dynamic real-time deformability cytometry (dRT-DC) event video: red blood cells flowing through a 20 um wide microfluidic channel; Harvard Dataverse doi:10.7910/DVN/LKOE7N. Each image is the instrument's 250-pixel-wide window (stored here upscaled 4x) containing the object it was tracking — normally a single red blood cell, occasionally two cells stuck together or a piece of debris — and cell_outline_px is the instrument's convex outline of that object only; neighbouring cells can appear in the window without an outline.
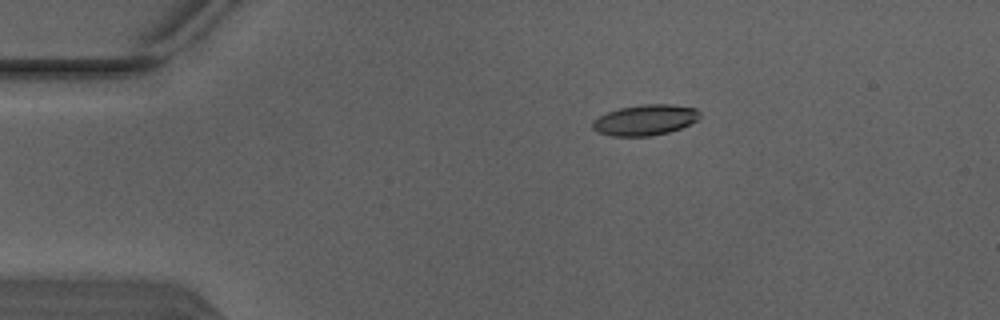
{"species": "Egyptian fruit bat (a non-hibernating species)", "species_latin": "Rousettus aegyptiacus", "temperature_condition": "warm", "stored_images_in_passage": 3, "camera_frame_rate_fps": 3000, "um_per_image_px": 0.085, "animal": {"sex": "male"}, "frame": {"image": 1, "passage_image": 1, "time_ms": 0.0, "image_size_px": [1000, 320], "cell_outline_px": [[700, 116], [692, 124], [668, 132], [652, 136], [612, 136], [600, 132], [592, 128], [592, 120], [608, 112], [620, 108], [644, 104], [672, 104], [696, 108], [700, 112]], "centroid_in_image_um": [54.86, 10.19], "position_along_channel_um": 30.1, "area_um2": 19.13}}
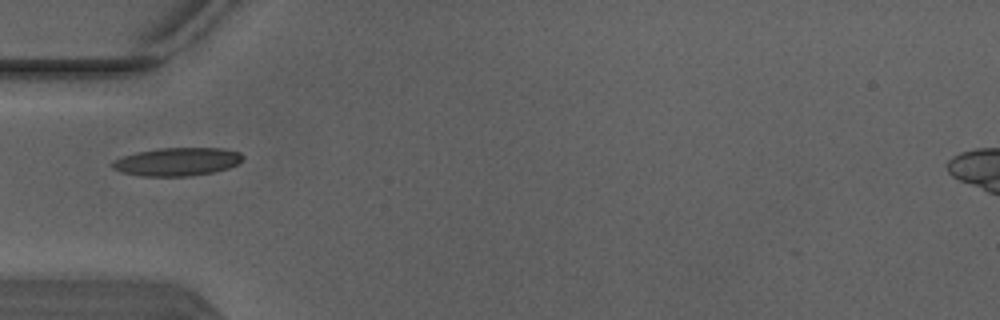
{"frame": {"image": 2, "passage_image": 3, "time_ms": 0.667, "image_size_px": [1000, 320], "cell_outline_px": [[244, 156], [236, 164], [228, 168], [212, 172], [188, 176], [140, 176], [120, 172], [112, 168], [108, 164], [112, 160], [136, 152], [160, 148], [220, 148], [240, 152]], "centroid_in_image_um": [14.98, 13.74], "position_along_channel_um": 70.0, "area_um2": 21.44}}